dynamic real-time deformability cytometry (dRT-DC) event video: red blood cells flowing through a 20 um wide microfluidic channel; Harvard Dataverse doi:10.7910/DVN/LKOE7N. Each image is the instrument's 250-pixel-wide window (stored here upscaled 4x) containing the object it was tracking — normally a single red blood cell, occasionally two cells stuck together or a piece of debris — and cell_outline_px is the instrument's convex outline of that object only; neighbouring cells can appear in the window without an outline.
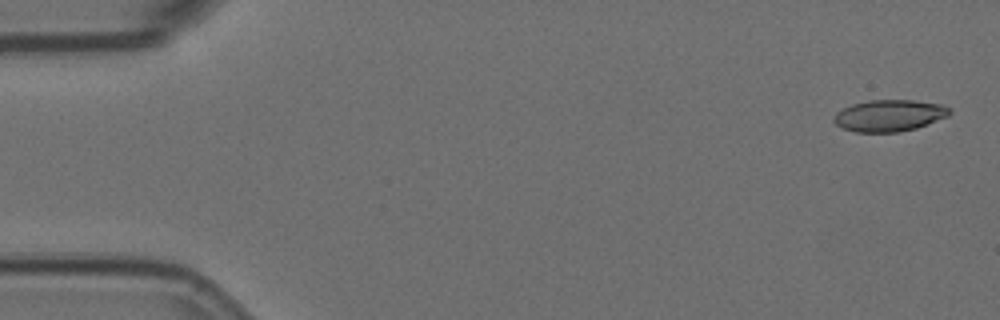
{"species": "Egyptian fruit bat (a non-hibernating species)", "species_latin": "Rousettus aegyptiacus", "temperature_condition": "room temperature", "stored_images_in_passage": 4, "camera_frame_rate_fps": 3000, "um_per_image_px": 0.085, "animal": {"sex": "female"}, "frame": {"image": 1, "passage_image": 1, "time_ms": 0.0, "image_size_px": [1000, 320], "cell_outline_px": [[952, 112], [948, 116], [916, 128], [900, 132], [856, 132], [844, 128], [836, 124], [832, 120], [836, 112], [852, 104], [868, 100], [912, 100], [944, 104]], "centroid_in_image_um": [75.59, 9.82], "position_along_channel_um": 9.4, "area_um2": 21.33}}
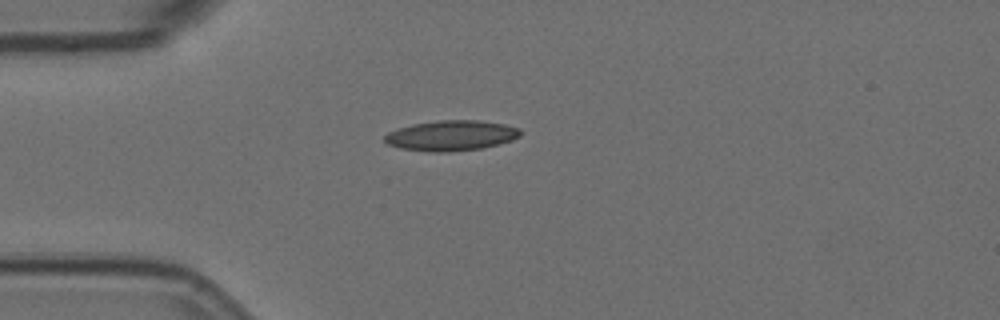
{"frame": {"image": 2, "passage_image": 4, "time_ms": 1.0, "image_size_px": [1000, 320], "cell_outline_px": [[520, 136], [512, 140], [480, 148], [448, 152], [428, 152], [400, 148], [388, 144], [384, 140], [384, 136], [388, 132], [412, 124], [436, 120], [480, 120], [504, 124], [520, 128]], "centroid_in_image_um": [38.33, 11.52], "position_along_channel_um": 46.7, "area_um2": 23.93}}